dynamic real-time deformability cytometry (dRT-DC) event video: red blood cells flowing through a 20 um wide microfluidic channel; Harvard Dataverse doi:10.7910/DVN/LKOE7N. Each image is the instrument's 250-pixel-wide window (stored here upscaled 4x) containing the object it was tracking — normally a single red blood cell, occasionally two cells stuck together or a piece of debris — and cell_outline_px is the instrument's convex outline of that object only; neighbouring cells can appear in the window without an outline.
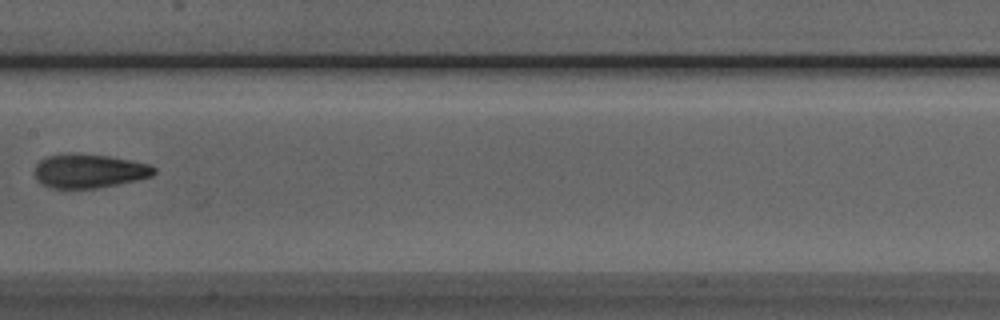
{"species": "Egyptian fruit bat (a non-hibernating species)", "species_latin": "Rousettus aegyptiacus", "temperature_condition": "room temperature", "stored_images_in_passage": 7, "camera_frame_rate_fps": 3000, "um_per_image_px": 0.085, "animal": {"sex": "male"}, "frame": {"image": 1, "passage_image": 6, "time_ms": 5.667, "image_size_px": [1000, 320], "cell_outline_px": [[156, 172], [152, 176], [120, 184], [96, 188], [52, 188], [40, 184], [36, 180], [32, 172], [36, 164], [40, 160], [48, 156], [68, 152], [76, 152], [108, 156], [148, 164], [156, 168]], "centroid_in_image_um": [7.51, 14.53], "position_along_channel_um": 199.9, "area_um2": 23.99}}
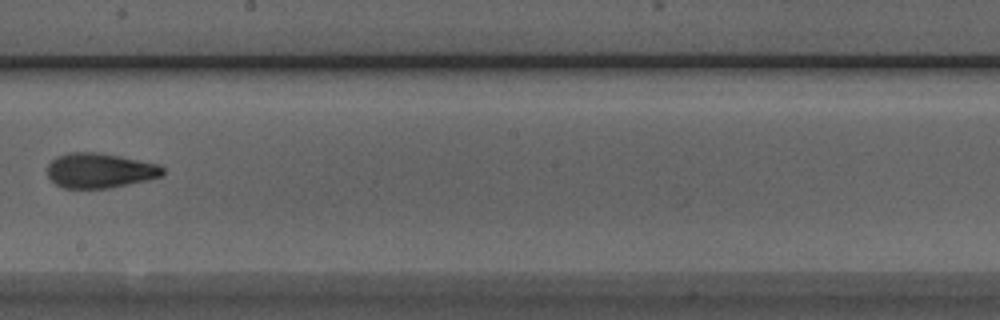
{"frame": {"image": 2, "passage_image": 7, "time_ms": 6.667, "image_size_px": [1000, 320], "cell_outline_px": [[164, 172], [160, 176], [144, 180], [108, 188], [64, 188], [56, 184], [48, 176], [48, 164], [56, 156], [68, 152], [100, 152], [160, 164], [164, 168]], "centroid_in_image_um": [8.46, 14.47], "position_along_channel_um": 239.7, "area_um2": 23.35}}